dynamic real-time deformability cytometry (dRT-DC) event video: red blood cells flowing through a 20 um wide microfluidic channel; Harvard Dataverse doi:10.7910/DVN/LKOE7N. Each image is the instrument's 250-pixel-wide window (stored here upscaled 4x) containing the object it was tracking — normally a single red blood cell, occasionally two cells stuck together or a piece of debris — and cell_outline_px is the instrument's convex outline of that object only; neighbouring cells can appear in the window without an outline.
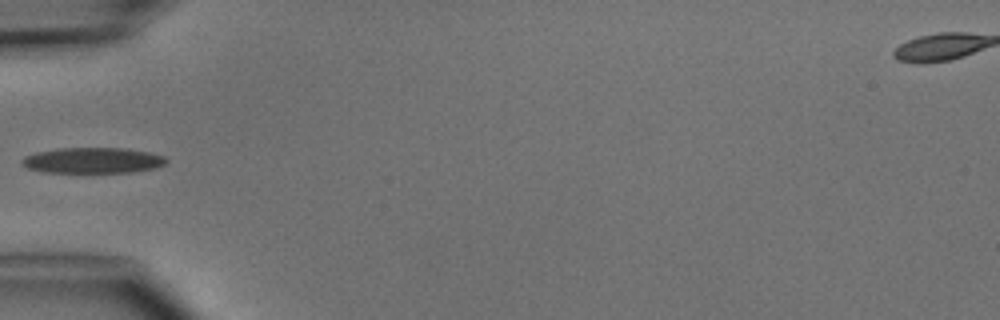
{"species": "common noctule bat (a hibernating species)", "species_latin": "Nyctalus noctula", "temperature_condition": "cold", "stored_images_in_passage": 4, "camera_frame_rate_fps": 3000, "um_per_image_px": 0.085, "animal": {"sex": "male", "body_mass_g": 15.6}, "frame": {"image": 1, "passage_image": 4, "time_ms": 3.667, "image_size_px": [1000, 320], "cell_outline_px": [[168, 160], [164, 164], [156, 168], [132, 172], [44, 172], [28, 168], [20, 164], [20, 160], [24, 156], [36, 152], [56, 148], [124, 148], [148, 152], [164, 156]], "centroid_in_image_um": [7.85, 13.63], "position_along_channel_um": 77.1, "area_um2": 21.68}}